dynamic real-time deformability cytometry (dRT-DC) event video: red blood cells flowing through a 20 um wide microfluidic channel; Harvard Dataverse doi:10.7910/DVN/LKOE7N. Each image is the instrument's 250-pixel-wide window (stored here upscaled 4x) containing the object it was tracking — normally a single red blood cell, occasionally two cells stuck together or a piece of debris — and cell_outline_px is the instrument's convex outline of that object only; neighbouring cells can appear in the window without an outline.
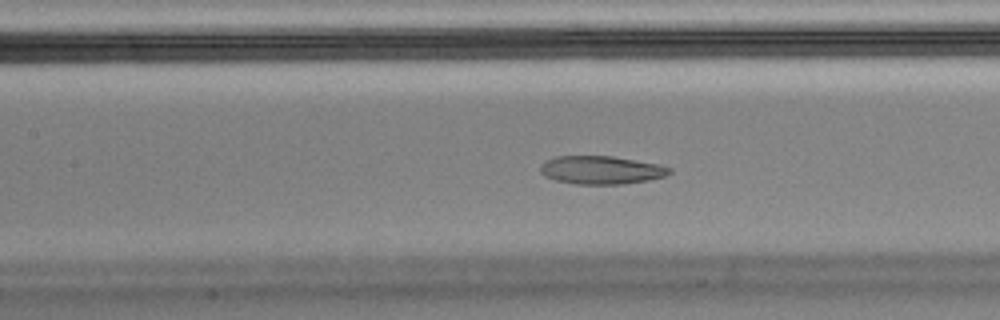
{"species": "Egyptian fruit bat (a non-hibernating species)", "species_latin": "Rousettus aegyptiacus", "temperature_condition": "cold", "stored_images_in_passage": 55, "camera_frame_rate_fps": 3000, "um_per_image_px": 0.085, "animal": {"sex": "male"}, "frame": {"image": 1, "passage_image": 24, "time_ms": 7.667, "image_size_px": [1000, 320], "cell_outline_px": [[672, 172], [664, 176], [648, 180], [624, 184], [576, 184], [556, 180], [544, 176], [540, 172], [540, 164], [556, 156], [612, 156], [660, 164], [672, 168]], "centroid_in_image_um": [51.11, 14.45], "position_along_channel_um": 156.3, "area_um2": 21.27}, "authors_computed_cell_mechanics": {"area_um2": 23.2356, "velocity_mm_per_s": 3.5601, "shape_relaxation_time_tau1_ms": null, "shape_relaxation_time_tau2_ms": 2.0196, "deformation_change_tau1": null, "deformation_change_tau2": 0.0816}}